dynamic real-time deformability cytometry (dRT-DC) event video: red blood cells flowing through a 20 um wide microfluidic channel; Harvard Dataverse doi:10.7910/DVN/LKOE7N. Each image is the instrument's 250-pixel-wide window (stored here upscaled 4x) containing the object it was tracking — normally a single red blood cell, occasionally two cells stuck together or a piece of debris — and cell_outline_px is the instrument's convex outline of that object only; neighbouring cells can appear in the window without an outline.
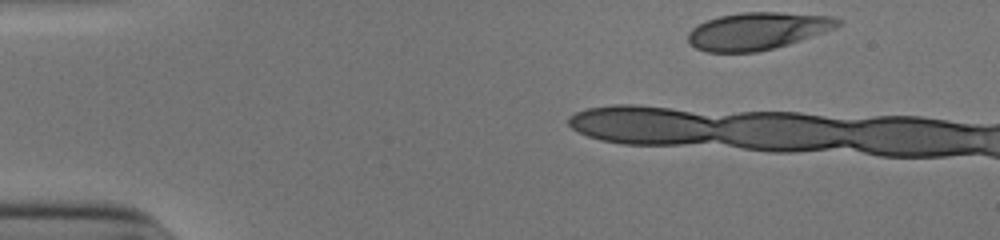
{"species": "human", "species_latin": "Homo sapiens", "temperature_condition": "cold", "stored_images_in_passage": 34, "camera_frame_rate_fps": 3000, "um_per_image_px": 0.085, "donor": {"sex": "male"}, "frame": {"image": 1, "passage_image": 1, "time_ms": 0.0, "image_size_px": [1000, 240], "cell_outline_px": [[840, 24], [836, 28], [788, 44], [756, 52], [708, 52], [696, 48], [688, 40], [688, 32], [692, 28], [708, 20], [720, 16], [740, 12], [780, 12], [832, 16], [840, 20]], "centroid_in_image_um": [64.39, 2.63], "position_along_channel_um": 20.6, "area_um2": 32.25}}
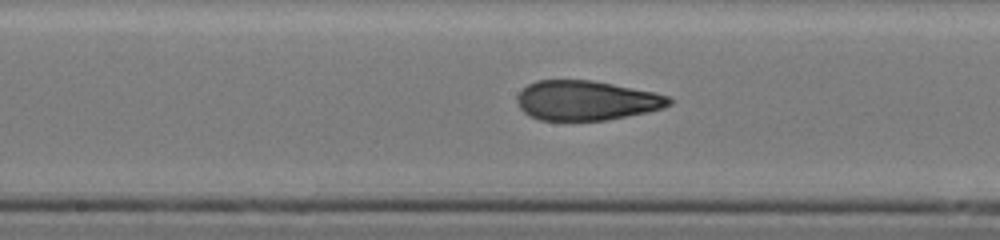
{"frame": {"image": 2, "passage_image": 19, "time_ms": 6.0, "image_size_px": [1000, 240], "cell_outline_px": [[672, 104], [664, 108], [648, 112], [608, 120], [540, 120], [528, 116], [520, 108], [516, 100], [516, 96], [528, 84], [536, 80], [592, 80], [656, 92], [672, 96]], "centroid_in_image_um": [49.88, 8.54], "position_along_channel_um": 198.3, "area_um2": 35.49}}
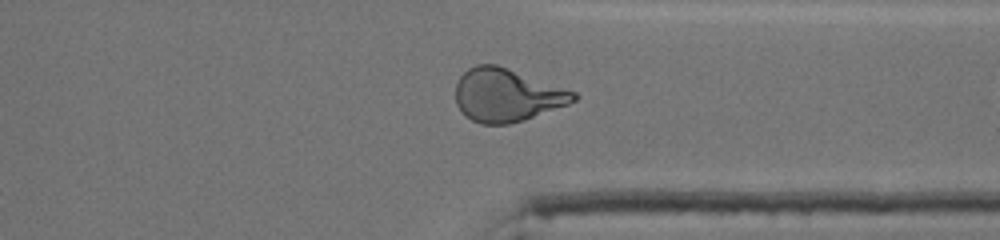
{"frame": {"image": 3, "passage_image": 32, "time_ms": 10.333, "image_size_px": [1000, 240], "cell_outline_px": [[580, 96], [576, 100], [568, 104], [524, 120], [508, 124], [480, 124], [472, 120], [456, 104], [456, 84], [460, 76], [468, 68], [476, 64], [496, 64], [508, 68], [576, 92]], "centroid_in_image_um": [43.08, 8.08], "position_along_channel_um": 368.3, "area_um2": 36.24}}